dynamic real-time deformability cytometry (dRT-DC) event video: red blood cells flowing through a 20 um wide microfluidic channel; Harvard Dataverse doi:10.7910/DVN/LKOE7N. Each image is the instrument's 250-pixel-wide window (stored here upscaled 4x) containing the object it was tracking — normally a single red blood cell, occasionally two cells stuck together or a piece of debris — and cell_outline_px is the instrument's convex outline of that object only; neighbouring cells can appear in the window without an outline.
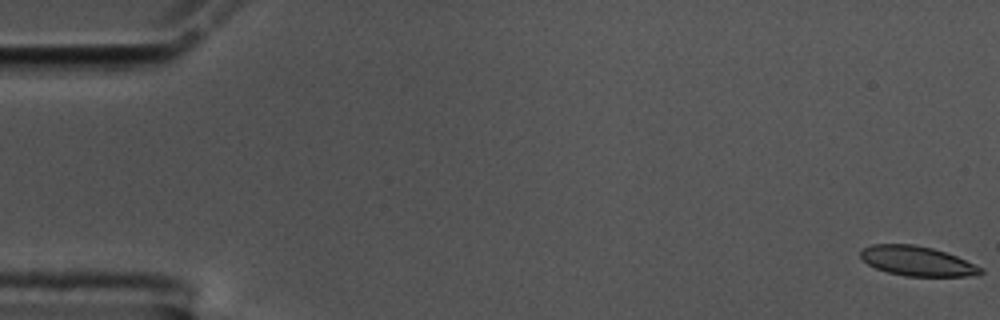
{"species": "common noctule bat (a hibernating species)", "species_latin": "Nyctalus noctula", "temperature_condition": "cold", "stored_images_in_passage": 57, "camera_frame_rate_fps": 3000, "um_per_image_px": 0.085, "animal": {"sex": "male", "body_mass_g": 17.5, "forearm_length_mm": 52.3}, "frame": {"image": 1, "passage_image": 1, "time_ms": 0.0, "image_size_px": [1000, 320], "cell_outline_px": [[984, 272], [976, 276], [904, 276], [888, 272], [876, 268], [868, 264], [860, 256], [860, 252], [864, 248], [872, 244], [912, 244], [932, 248], [956, 256], [984, 268]], "centroid_in_image_um": [77.98, 22.2], "position_along_channel_um": 7.0, "area_um2": 20.69}}
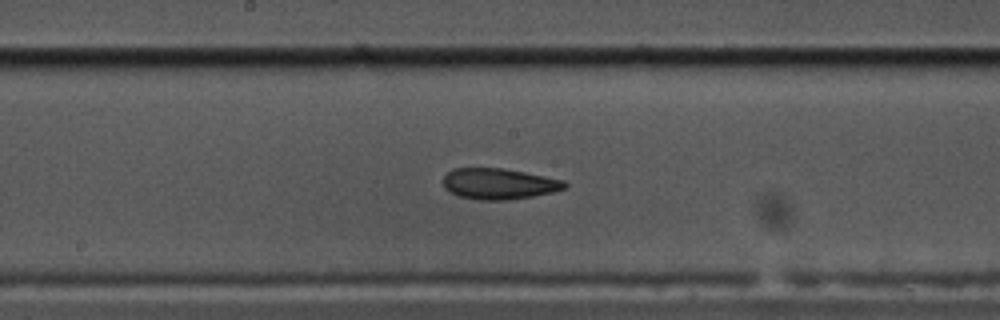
{"frame": {"image": 2, "passage_image": 30, "time_ms": 9.667, "image_size_px": [1000, 320], "cell_outline_px": [[568, 184], [564, 188], [552, 192], [532, 196], [508, 200], [480, 200], [460, 196], [448, 192], [444, 188], [444, 176], [452, 168], [500, 168], [524, 172], [564, 180]], "centroid_in_image_um": [42.38, 15.62], "position_along_channel_um": 205.8, "area_um2": 21.79}}
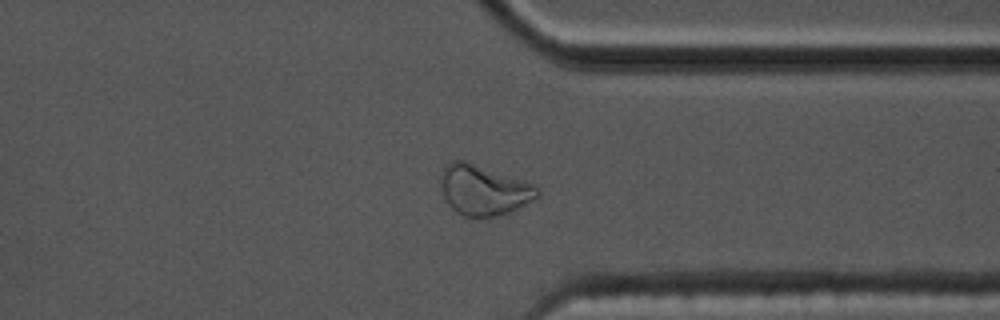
{"frame": {"image": 3, "passage_image": 44, "time_ms": 14.333, "image_size_px": [1000, 320], "cell_outline_px": [[540, 196], [512, 212], [492, 216], [464, 216], [456, 212], [448, 204], [444, 196], [440, 184], [440, 176], [444, 168], [452, 160], [464, 160], [536, 184], [540, 188]], "centroid_in_image_um": [41.15, 16.15], "position_along_channel_um": 370.3, "area_um2": 28.38}, "authors_computed_cell_mechanics": {"area_um2": 22.0796, "velocity_mm_per_s": 3.5534, "shape_relaxation_time_tau1_ms": 7.0415, "shape_relaxation_time_tau2_ms": 2.8619, "deformation_change_tau1": 0.1987, "deformation_change_tau2": 0.1035}}